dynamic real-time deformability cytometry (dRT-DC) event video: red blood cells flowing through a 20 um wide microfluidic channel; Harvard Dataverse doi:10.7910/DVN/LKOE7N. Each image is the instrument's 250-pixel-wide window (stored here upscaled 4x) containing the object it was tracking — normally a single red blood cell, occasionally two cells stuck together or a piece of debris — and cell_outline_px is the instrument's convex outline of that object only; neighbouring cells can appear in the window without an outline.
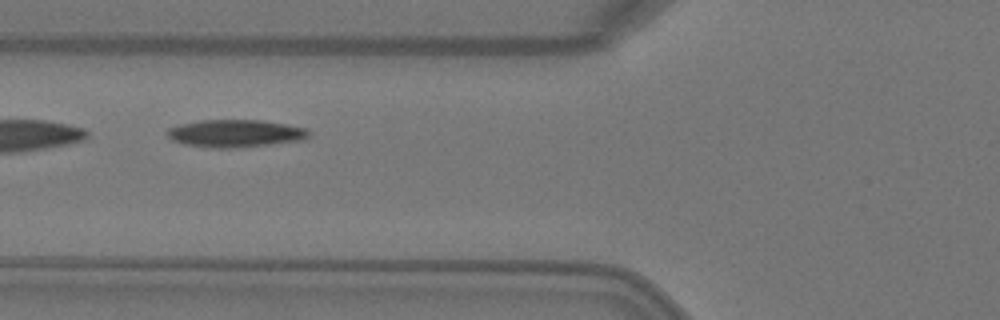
{"species": "Egyptian fruit bat (a non-hibernating species)", "species_latin": "Rousettus aegyptiacus", "temperature_condition": "warm", "stored_images_in_passage": 4, "camera_frame_rate_fps": 3000, "um_per_image_px": 0.085, "animal": {"sex": "female"}, "frame": {"image": 1, "passage_image": 4, "time_ms": 1.0, "image_size_px": [1000, 320], "cell_outline_px": [[312, 132], [304, 140], [232, 148], [208, 148], [184, 144], [172, 140], [164, 132], [168, 128], [180, 124], [200, 120], [260, 120], [284, 124], [304, 128]], "centroid_in_image_um": [19.95, 11.34], "position_along_channel_um": 105.8, "area_um2": 22.72}}